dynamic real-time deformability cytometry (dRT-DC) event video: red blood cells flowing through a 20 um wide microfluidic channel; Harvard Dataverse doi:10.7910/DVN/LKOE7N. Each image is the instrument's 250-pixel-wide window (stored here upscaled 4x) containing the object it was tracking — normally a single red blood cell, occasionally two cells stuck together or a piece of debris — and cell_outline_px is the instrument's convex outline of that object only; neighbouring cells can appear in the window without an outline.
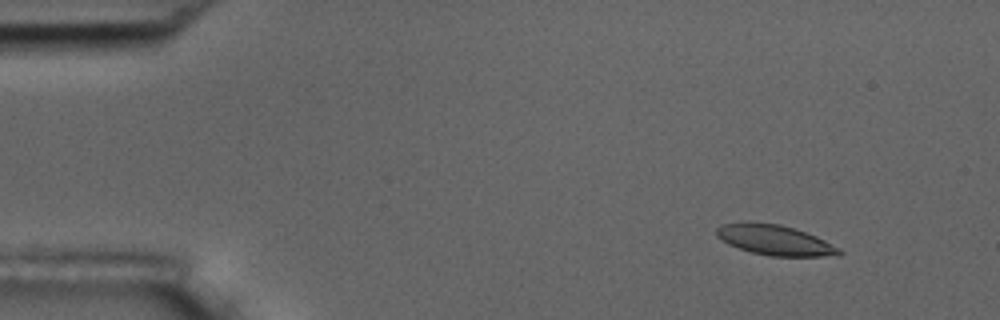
{"species": "common noctule bat (a hibernating species)", "species_latin": "Nyctalus noctula", "temperature_condition": "room temperature", "stored_images_in_passage": 5, "camera_frame_rate_fps": 3000, "um_per_image_px": 0.085, "animal": {"sex": "male", "body_mass_g": 17.5, "forearm_length_mm": 52.3}, "frame": {"image": 1, "passage_image": 2, "time_ms": 2.0, "image_size_px": [1000, 320], "cell_outline_px": [[844, 252], [840, 256], [772, 256], [752, 252], [728, 244], [716, 236], [716, 228], [720, 224], [780, 224], [816, 236], [840, 248]], "centroid_in_image_um": [65.93, 20.44], "position_along_channel_um": 19.1, "area_um2": 20.98}}
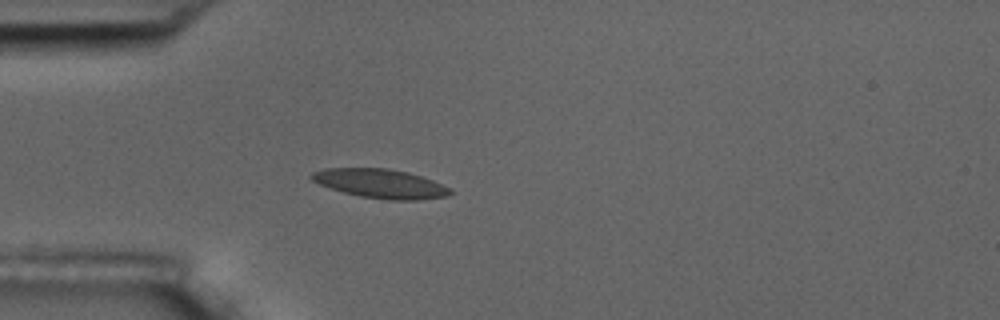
{"frame": {"image": 2, "passage_image": 5, "time_ms": 5.333, "image_size_px": [1000, 320], "cell_outline_px": [[452, 192], [448, 196], [416, 200], [388, 200], [360, 196], [344, 192], [320, 184], [312, 180], [308, 176], [312, 172], [324, 168], [388, 168], [408, 172], [432, 180], [452, 188]], "centroid_in_image_um": [32.35, 15.6], "position_along_channel_um": 52.7, "area_um2": 23.47}}